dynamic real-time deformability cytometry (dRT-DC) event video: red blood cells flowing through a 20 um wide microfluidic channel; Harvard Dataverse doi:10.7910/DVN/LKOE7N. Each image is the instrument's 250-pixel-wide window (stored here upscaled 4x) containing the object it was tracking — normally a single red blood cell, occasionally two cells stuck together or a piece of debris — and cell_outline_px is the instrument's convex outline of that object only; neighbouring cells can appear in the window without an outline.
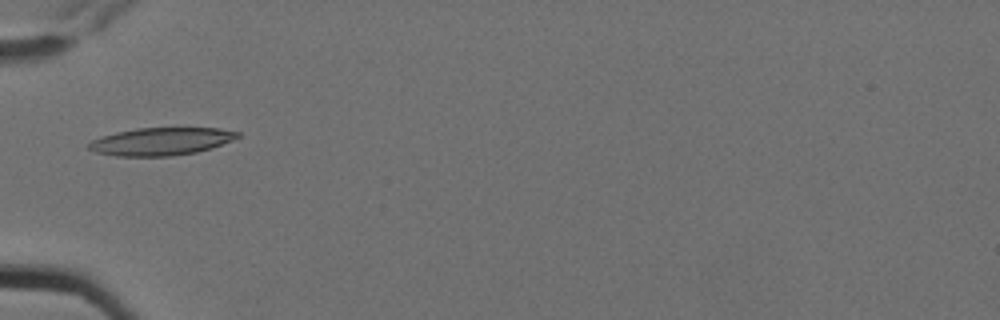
{"species": "Egyptian fruit bat (a non-hibernating species)", "species_latin": "Rousettus aegyptiacus", "temperature_condition": "cold", "stored_images_in_passage": 7, "camera_frame_rate_fps": 3000, "um_per_image_px": 0.085, "animal": {"sex": "female"}, "frame": {"image": 1, "passage_image": 1, "time_ms": 0.0, "image_size_px": [1000, 320], "cell_outline_px": [[240, 136], [232, 140], [212, 148], [196, 152], [172, 156], [116, 156], [96, 152], [88, 148], [88, 144], [92, 140], [116, 132], [136, 128], [220, 128], [240, 132]], "centroid_in_image_um": [13.71, 12.02], "position_along_channel_um": 71.3, "area_um2": 23.93}}
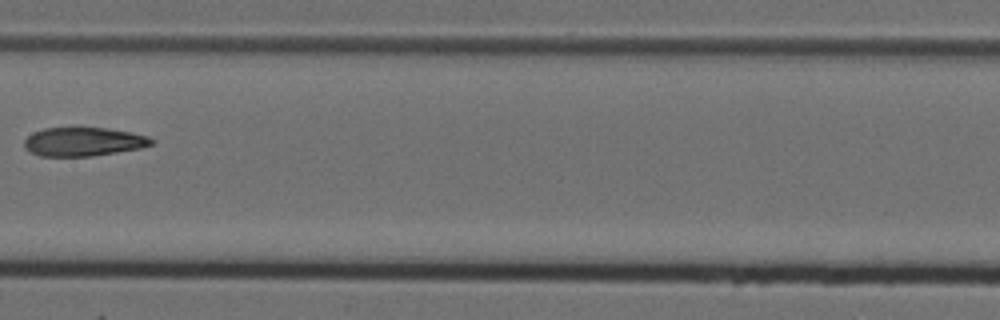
{"frame": {"image": 2, "passage_image": 4, "time_ms": 1.0, "image_size_px": [1000, 320], "cell_outline_px": [[156, 140], [152, 144], [140, 148], [92, 156], [40, 156], [28, 152], [24, 148], [24, 140], [32, 132], [44, 128], [104, 128], [132, 132], [148, 136]], "centroid_in_image_um": [7.07, 12.05], "position_along_channel_um": 200.3, "area_um2": 21.39}}
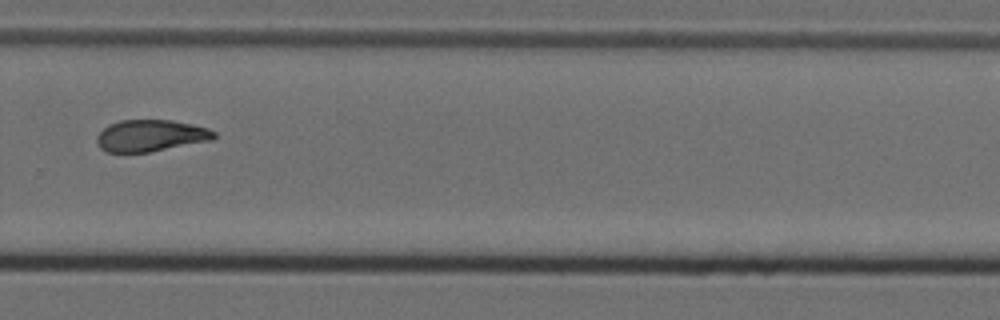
{"frame": {"image": 3, "passage_image": 7, "time_ms": 2.0, "image_size_px": [1000, 320], "cell_outline_px": [[216, 136], [212, 140], [148, 152], [108, 152], [100, 148], [96, 144], [96, 136], [108, 124], [120, 120], [172, 120], [192, 124], [208, 128], [216, 132]], "centroid_in_image_um": [12.79, 11.52], "position_along_channel_um": 317.0, "area_um2": 21.68}}